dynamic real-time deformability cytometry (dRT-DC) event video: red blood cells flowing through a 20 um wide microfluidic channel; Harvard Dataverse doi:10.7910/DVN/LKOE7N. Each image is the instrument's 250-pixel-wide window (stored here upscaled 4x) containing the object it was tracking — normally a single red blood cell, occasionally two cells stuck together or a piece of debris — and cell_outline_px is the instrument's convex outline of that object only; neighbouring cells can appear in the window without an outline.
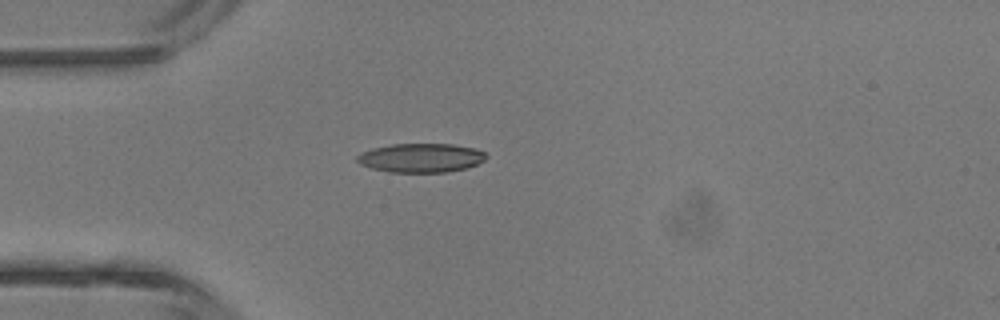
{"species": "common noctule bat (a hibernating species)", "species_latin": "Nyctalus noctula", "temperature_condition": "room temperature", "stored_images_in_passage": 4, "camera_frame_rate_fps": 3000, "um_per_image_px": 0.085, "animal": {"sex": "male", "body_mass_g": 13.3}, "frame": {"image": 1, "passage_image": 4, "time_ms": 3.333, "image_size_px": [1000, 320], "cell_outline_px": [[488, 156], [484, 160], [468, 168], [448, 172], [388, 172], [372, 168], [360, 164], [356, 160], [356, 156], [360, 152], [372, 148], [392, 144], [452, 144], [476, 148], [484, 152]], "centroid_in_image_um": [35.78, 13.41], "position_along_channel_um": 49.2, "area_um2": 21.96}}